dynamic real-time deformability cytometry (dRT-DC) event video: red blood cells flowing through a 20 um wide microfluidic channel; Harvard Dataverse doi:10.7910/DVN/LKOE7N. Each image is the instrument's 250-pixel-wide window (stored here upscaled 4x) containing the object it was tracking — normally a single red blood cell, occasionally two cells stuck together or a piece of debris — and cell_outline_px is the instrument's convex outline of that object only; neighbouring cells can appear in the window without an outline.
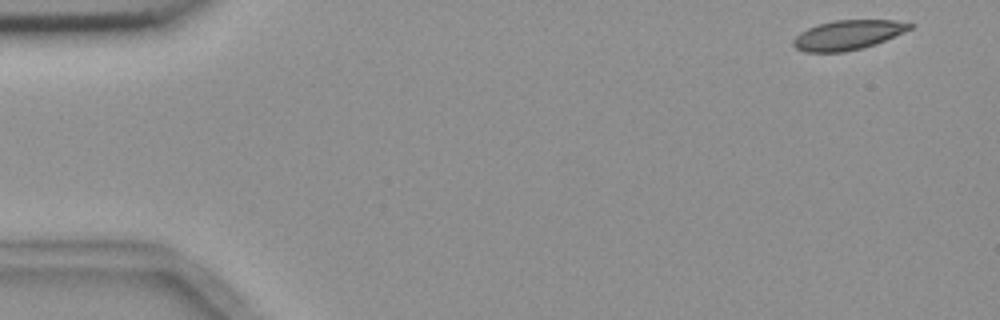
{"species": "common noctule bat (a hibernating species)", "species_latin": "Nyctalus noctula", "temperature_condition": "room temperature", "stored_images_in_passage": 4, "camera_frame_rate_fps": 3000, "um_per_image_px": 0.085, "animal": {"sex": "female", "body_mass_g": 18.4}, "frame": {"image": 1, "passage_image": 1, "time_ms": 0.0, "image_size_px": [1000, 320], "cell_outline_px": [[916, 24], [912, 28], [876, 44], [844, 52], [804, 52], [796, 48], [792, 44], [792, 40], [800, 32], [808, 28], [820, 24], [836, 20], [896, 20]], "centroid_in_image_um": [72.07, 2.97], "position_along_channel_um": 12.9, "area_um2": 20.0}}